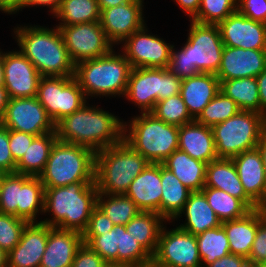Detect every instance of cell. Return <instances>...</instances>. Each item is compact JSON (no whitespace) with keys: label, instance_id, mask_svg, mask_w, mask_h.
Instances as JSON below:
<instances>
[{"label":"cell","instance_id":"cell-50","mask_svg":"<svg viewBox=\"0 0 266 267\" xmlns=\"http://www.w3.org/2000/svg\"><path fill=\"white\" fill-rule=\"evenodd\" d=\"M0 168L6 173H15L16 163L9 148V129L0 123Z\"/></svg>","mask_w":266,"mask_h":267},{"label":"cell","instance_id":"cell-39","mask_svg":"<svg viewBox=\"0 0 266 267\" xmlns=\"http://www.w3.org/2000/svg\"><path fill=\"white\" fill-rule=\"evenodd\" d=\"M118 264L130 267L152 265V255L127 232L125 225H118Z\"/></svg>","mask_w":266,"mask_h":267},{"label":"cell","instance_id":"cell-53","mask_svg":"<svg viewBox=\"0 0 266 267\" xmlns=\"http://www.w3.org/2000/svg\"><path fill=\"white\" fill-rule=\"evenodd\" d=\"M186 15H189L191 20L197 15L201 0H174Z\"/></svg>","mask_w":266,"mask_h":267},{"label":"cell","instance_id":"cell-13","mask_svg":"<svg viewBox=\"0 0 266 267\" xmlns=\"http://www.w3.org/2000/svg\"><path fill=\"white\" fill-rule=\"evenodd\" d=\"M60 31L75 65L104 56L114 47L107 39L100 21L62 26Z\"/></svg>","mask_w":266,"mask_h":267},{"label":"cell","instance_id":"cell-5","mask_svg":"<svg viewBox=\"0 0 266 267\" xmlns=\"http://www.w3.org/2000/svg\"><path fill=\"white\" fill-rule=\"evenodd\" d=\"M150 162L123 139L95 153V184L98 193L125 194L131 182Z\"/></svg>","mask_w":266,"mask_h":267},{"label":"cell","instance_id":"cell-22","mask_svg":"<svg viewBox=\"0 0 266 267\" xmlns=\"http://www.w3.org/2000/svg\"><path fill=\"white\" fill-rule=\"evenodd\" d=\"M246 194L261 208H266V183L263 162L256 148L231 158Z\"/></svg>","mask_w":266,"mask_h":267},{"label":"cell","instance_id":"cell-25","mask_svg":"<svg viewBox=\"0 0 266 267\" xmlns=\"http://www.w3.org/2000/svg\"><path fill=\"white\" fill-rule=\"evenodd\" d=\"M266 217V208H256L245 216L222 222L229 240L230 253L248 259L258 224Z\"/></svg>","mask_w":266,"mask_h":267},{"label":"cell","instance_id":"cell-60","mask_svg":"<svg viewBox=\"0 0 266 267\" xmlns=\"http://www.w3.org/2000/svg\"><path fill=\"white\" fill-rule=\"evenodd\" d=\"M0 86H4L3 51L0 49Z\"/></svg>","mask_w":266,"mask_h":267},{"label":"cell","instance_id":"cell-2","mask_svg":"<svg viewBox=\"0 0 266 267\" xmlns=\"http://www.w3.org/2000/svg\"><path fill=\"white\" fill-rule=\"evenodd\" d=\"M15 39L20 52L35 66L41 76L70 77L75 75V64L65 46L57 26H17Z\"/></svg>","mask_w":266,"mask_h":267},{"label":"cell","instance_id":"cell-7","mask_svg":"<svg viewBox=\"0 0 266 267\" xmlns=\"http://www.w3.org/2000/svg\"><path fill=\"white\" fill-rule=\"evenodd\" d=\"M140 114L123 122V140L150 163H162L178 149L179 127L150 112Z\"/></svg>","mask_w":266,"mask_h":267},{"label":"cell","instance_id":"cell-4","mask_svg":"<svg viewBox=\"0 0 266 267\" xmlns=\"http://www.w3.org/2000/svg\"><path fill=\"white\" fill-rule=\"evenodd\" d=\"M44 213L52 219L40 222L62 230L83 233L96 206L98 190L95 182H75L68 186L44 187Z\"/></svg>","mask_w":266,"mask_h":267},{"label":"cell","instance_id":"cell-16","mask_svg":"<svg viewBox=\"0 0 266 267\" xmlns=\"http://www.w3.org/2000/svg\"><path fill=\"white\" fill-rule=\"evenodd\" d=\"M4 87L9 98L36 97L41 75L19 51L3 53Z\"/></svg>","mask_w":266,"mask_h":267},{"label":"cell","instance_id":"cell-46","mask_svg":"<svg viewBox=\"0 0 266 267\" xmlns=\"http://www.w3.org/2000/svg\"><path fill=\"white\" fill-rule=\"evenodd\" d=\"M36 137L28 133L9 130V148L16 164L21 160Z\"/></svg>","mask_w":266,"mask_h":267},{"label":"cell","instance_id":"cell-42","mask_svg":"<svg viewBox=\"0 0 266 267\" xmlns=\"http://www.w3.org/2000/svg\"><path fill=\"white\" fill-rule=\"evenodd\" d=\"M237 11V0H201L197 15L192 19L201 24L218 25Z\"/></svg>","mask_w":266,"mask_h":267},{"label":"cell","instance_id":"cell-30","mask_svg":"<svg viewBox=\"0 0 266 267\" xmlns=\"http://www.w3.org/2000/svg\"><path fill=\"white\" fill-rule=\"evenodd\" d=\"M162 165L192 192H200L205 185L207 163L190 157L180 149L172 152Z\"/></svg>","mask_w":266,"mask_h":267},{"label":"cell","instance_id":"cell-49","mask_svg":"<svg viewBox=\"0 0 266 267\" xmlns=\"http://www.w3.org/2000/svg\"><path fill=\"white\" fill-rule=\"evenodd\" d=\"M107 263L87 244L78 249L71 267H105Z\"/></svg>","mask_w":266,"mask_h":267},{"label":"cell","instance_id":"cell-35","mask_svg":"<svg viewBox=\"0 0 266 267\" xmlns=\"http://www.w3.org/2000/svg\"><path fill=\"white\" fill-rule=\"evenodd\" d=\"M100 9L97 0H62L54 17L61 22L58 28L67 25L98 22Z\"/></svg>","mask_w":266,"mask_h":267},{"label":"cell","instance_id":"cell-44","mask_svg":"<svg viewBox=\"0 0 266 267\" xmlns=\"http://www.w3.org/2000/svg\"><path fill=\"white\" fill-rule=\"evenodd\" d=\"M27 221L0 213V248L7 254L19 243Z\"/></svg>","mask_w":266,"mask_h":267},{"label":"cell","instance_id":"cell-20","mask_svg":"<svg viewBox=\"0 0 266 267\" xmlns=\"http://www.w3.org/2000/svg\"><path fill=\"white\" fill-rule=\"evenodd\" d=\"M49 234V225L28 223L19 243L8 253L7 267H39Z\"/></svg>","mask_w":266,"mask_h":267},{"label":"cell","instance_id":"cell-9","mask_svg":"<svg viewBox=\"0 0 266 267\" xmlns=\"http://www.w3.org/2000/svg\"><path fill=\"white\" fill-rule=\"evenodd\" d=\"M44 192L39 176L7 173L0 182V213L38 223L37 213L44 211Z\"/></svg>","mask_w":266,"mask_h":267},{"label":"cell","instance_id":"cell-1","mask_svg":"<svg viewBox=\"0 0 266 267\" xmlns=\"http://www.w3.org/2000/svg\"><path fill=\"white\" fill-rule=\"evenodd\" d=\"M98 107L86 102L57 121V140L90 148L95 153L119 143L123 139L124 120Z\"/></svg>","mask_w":266,"mask_h":267},{"label":"cell","instance_id":"cell-45","mask_svg":"<svg viewBox=\"0 0 266 267\" xmlns=\"http://www.w3.org/2000/svg\"><path fill=\"white\" fill-rule=\"evenodd\" d=\"M247 260L250 264H266V217L258 224L251 253Z\"/></svg>","mask_w":266,"mask_h":267},{"label":"cell","instance_id":"cell-24","mask_svg":"<svg viewBox=\"0 0 266 267\" xmlns=\"http://www.w3.org/2000/svg\"><path fill=\"white\" fill-rule=\"evenodd\" d=\"M141 211H153L160 215L162 195L161 163H149L131 182L125 193Z\"/></svg>","mask_w":266,"mask_h":267},{"label":"cell","instance_id":"cell-54","mask_svg":"<svg viewBox=\"0 0 266 267\" xmlns=\"http://www.w3.org/2000/svg\"><path fill=\"white\" fill-rule=\"evenodd\" d=\"M26 0H0V11L7 14H16L25 8Z\"/></svg>","mask_w":266,"mask_h":267},{"label":"cell","instance_id":"cell-57","mask_svg":"<svg viewBox=\"0 0 266 267\" xmlns=\"http://www.w3.org/2000/svg\"><path fill=\"white\" fill-rule=\"evenodd\" d=\"M256 149L260 153L261 160L263 162L264 177L266 183V129L260 134V138L257 142Z\"/></svg>","mask_w":266,"mask_h":267},{"label":"cell","instance_id":"cell-41","mask_svg":"<svg viewBox=\"0 0 266 267\" xmlns=\"http://www.w3.org/2000/svg\"><path fill=\"white\" fill-rule=\"evenodd\" d=\"M150 113L157 119L178 127L194 121L180 94L158 101Z\"/></svg>","mask_w":266,"mask_h":267},{"label":"cell","instance_id":"cell-38","mask_svg":"<svg viewBox=\"0 0 266 267\" xmlns=\"http://www.w3.org/2000/svg\"><path fill=\"white\" fill-rule=\"evenodd\" d=\"M196 239L201 267L230 254L229 240L222 225L196 235Z\"/></svg>","mask_w":266,"mask_h":267},{"label":"cell","instance_id":"cell-37","mask_svg":"<svg viewBox=\"0 0 266 267\" xmlns=\"http://www.w3.org/2000/svg\"><path fill=\"white\" fill-rule=\"evenodd\" d=\"M96 205L114 225H126L141 211L125 194L98 193Z\"/></svg>","mask_w":266,"mask_h":267},{"label":"cell","instance_id":"cell-33","mask_svg":"<svg viewBox=\"0 0 266 267\" xmlns=\"http://www.w3.org/2000/svg\"><path fill=\"white\" fill-rule=\"evenodd\" d=\"M56 140L55 131L37 136L16 164L15 173L39 176L45 169L50 150Z\"/></svg>","mask_w":266,"mask_h":267},{"label":"cell","instance_id":"cell-56","mask_svg":"<svg viewBox=\"0 0 266 267\" xmlns=\"http://www.w3.org/2000/svg\"><path fill=\"white\" fill-rule=\"evenodd\" d=\"M62 0H26L25 2V8L30 6H47L50 9V12L52 15H55V13L59 10L60 4Z\"/></svg>","mask_w":266,"mask_h":267},{"label":"cell","instance_id":"cell-58","mask_svg":"<svg viewBox=\"0 0 266 267\" xmlns=\"http://www.w3.org/2000/svg\"><path fill=\"white\" fill-rule=\"evenodd\" d=\"M9 99L10 98L6 88L4 86H0V123L4 117Z\"/></svg>","mask_w":266,"mask_h":267},{"label":"cell","instance_id":"cell-51","mask_svg":"<svg viewBox=\"0 0 266 267\" xmlns=\"http://www.w3.org/2000/svg\"><path fill=\"white\" fill-rule=\"evenodd\" d=\"M182 80L172 74L167 68H161V86L159 101L180 94Z\"/></svg>","mask_w":266,"mask_h":267},{"label":"cell","instance_id":"cell-32","mask_svg":"<svg viewBox=\"0 0 266 267\" xmlns=\"http://www.w3.org/2000/svg\"><path fill=\"white\" fill-rule=\"evenodd\" d=\"M167 221L157 212L140 211L126 225V230L152 256L155 254L160 232Z\"/></svg>","mask_w":266,"mask_h":267},{"label":"cell","instance_id":"cell-31","mask_svg":"<svg viewBox=\"0 0 266 267\" xmlns=\"http://www.w3.org/2000/svg\"><path fill=\"white\" fill-rule=\"evenodd\" d=\"M162 195L160 216L171 222L179 214L192 193L182 182L161 163Z\"/></svg>","mask_w":266,"mask_h":267},{"label":"cell","instance_id":"cell-14","mask_svg":"<svg viewBox=\"0 0 266 267\" xmlns=\"http://www.w3.org/2000/svg\"><path fill=\"white\" fill-rule=\"evenodd\" d=\"M143 26L121 44L122 53L132 68H168L173 44L148 33Z\"/></svg>","mask_w":266,"mask_h":267},{"label":"cell","instance_id":"cell-19","mask_svg":"<svg viewBox=\"0 0 266 267\" xmlns=\"http://www.w3.org/2000/svg\"><path fill=\"white\" fill-rule=\"evenodd\" d=\"M266 68V49L223 47L220 67L215 74L219 81L246 77L256 78Z\"/></svg>","mask_w":266,"mask_h":267},{"label":"cell","instance_id":"cell-18","mask_svg":"<svg viewBox=\"0 0 266 267\" xmlns=\"http://www.w3.org/2000/svg\"><path fill=\"white\" fill-rule=\"evenodd\" d=\"M217 26L224 46L266 49V24L249 19L238 10Z\"/></svg>","mask_w":266,"mask_h":267},{"label":"cell","instance_id":"cell-63","mask_svg":"<svg viewBox=\"0 0 266 267\" xmlns=\"http://www.w3.org/2000/svg\"><path fill=\"white\" fill-rule=\"evenodd\" d=\"M6 174H7V173H6L4 170H2V169L0 168V182L2 181L3 177H4Z\"/></svg>","mask_w":266,"mask_h":267},{"label":"cell","instance_id":"cell-28","mask_svg":"<svg viewBox=\"0 0 266 267\" xmlns=\"http://www.w3.org/2000/svg\"><path fill=\"white\" fill-rule=\"evenodd\" d=\"M204 187L223 190L241 199L251 210L259 206L246 194L232 159L218 158L207 164Z\"/></svg>","mask_w":266,"mask_h":267},{"label":"cell","instance_id":"cell-61","mask_svg":"<svg viewBox=\"0 0 266 267\" xmlns=\"http://www.w3.org/2000/svg\"><path fill=\"white\" fill-rule=\"evenodd\" d=\"M8 254L0 248V267H7Z\"/></svg>","mask_w":266,"mask_h":267},{"label":"cell","instance_id":"cell-26","mask_svg":"<svg viewBox=\"0 0 266 267\" xmlns=\"http://www.w3.org/2000/svg\"><path fill=\"white\" fill-rule=\"evenodd\" d=\"M220 92V81L213 73H198L182 80L180 95L195 120L204 107Z\"/></svg>","mask_w":266,"mask_h":267},{"label":"cell","instance_id":"cell-64","mask_svg":"<svg viewBox=\"0 0 266 267\" xmlns=\"http://www.w3.org/2000/svg\"><path fill=\"white\" fill-rule=\"evenodd\" d=\"M245 267H262V265L248 263Z\"/></svg>","mask_w":266,"mask_h":267},{"label":"cell","instance_id":"cell-47","mask_svg":"<svg viewBox=\"0 0 266 267\" xmlns=\"http://www.w3.org/2000/svg\"><path fill=\"white\" fill-rule=\"evenodd\" d=\"M113 222L96 205L91 213L89 223L82 235H101L110 232L114 228Z\"/></svg>","mask_w":266,"mask_h":267},{"label":"cell","instance_id":"cell-8","mask_svg":"<svg viewBox=\"0 0 266 267\" xmlns=\"http://www.w3.org/2000/svg\"><path fill=\"white\" fill-rule=\"evenodd\" d=\"M39 178L44 187L95 182V152L81 145L56 140Z\"/></svg>","mask_w":266,"mask_h":267},{"label":"cell","instance_id":"cell-21","mask_svg":"<svg viewBox=\"0 0 266 267\" xmlns=\"http://www.w3.org/2000/svg\"><path fill=\"white\" fill-rule=\"evenodd\" d=\"M160 86L161 68H132L124 97L148 113L159 101Z\"/></svg>","mask_w":266,"mask_h":267},{"label":"cell","instance_id":"cell-34","mask_svg":"<svg viewBox=\"0 0 266 267\" xmlns=\"http://www.w3.org/2000/svg\"><path fill=\"white\" fill-rule=\"evenodd\" d=\"M220 91L233 99L240 110L261 114L258 83L256 78L246 77L220 82Z\"/></svg>","mask_w":266,"mask_h":267},{"label":"cell","instance_id":"cell-55","mask_svg":"<svg viewBox=\"0 0 266 267\" xmlns=\"http://www.w3.org/2000/svg\"><path fill=\"white\" fill-rule=\"evenodd\" d=\"M258 83L261 114L266 117V68L256 77Z\"/></svg>","mask_w":266,"mask_h":267},{"label":"cell","instance_id":"cell-27","mask_svg":"<svg viewBox=\"0 0 266 267\" xmlns=\"http://www.w3.org/2000/svg\"><path fill=\"white\" fill-rule=\"evenodd\" d=\"M178 149L207 164L218 159L212 127L195 120L179 127Z\"/></svg>","mask_w":266,"mask_h":267},{"label":"cell","instance_id":"cell-43","mask_svg":"<svg viewBox=\"0 0 266 267\" xmlns=\"http://www.w3.org/2000/svg\"><path fill=\"white\" fill-rule=\"evenodd\" d=\"M83 241L107 264H118V225L101 235H82Z\"/></svg>","mask_w":266,"mask_h":267},{"label":"cell","instance_id":"cell-6","mask_svg":"<svg viewBox=\"0 0 266 267\" xmlns=\"http://www.w3.org/2000/svg\"><path fill=\"white\" fill-rule=\"evenodd\" d=\"M131 64L123 53H115L114 48L106 55L86 60L75 66V79L88 96H125Z\"/></svg>","mask_w":266,"mask_h":267},{"label":"cell","instance_id":"cell-3","mask_svg":"<svg viewBox=\"0 0 266 267\" xmlns=\"http://www.w3.org/2000/svg\"><path fill=\"white\" fill-rule=\"evenodd\" d=\"M190 22L187 42L178 51L172 46L167 68L181 80L200 72L216 74L224 47L217 25Z\"/></svg>","mask_w":266,"mask_h":267},{"label":"cell","instance_id":"cell-36","mask_svg":"<svg viewBox=\"0 0 266 267\" xmlns=\"http://www.w3.org/2000/svg\"><path fill=\"white\" fill-rule=\"evenodd\" d=\"M201 192L221 222L241 218L251 211L241 199L231 196L223 190L203 187Z\"/></svg>","mask_w":266,"mask_h":267},{"label":"cell","instance_id":"cell-11","mask_svg":"<svg viewBox=\"0 0 266 267\" xmlns=\"http://www.w3.org/2000/svg\"><path fill=\"white\" fill-rule=\"evenodd\" d=\"M36 98L54 123L76 112L87 102L74 76H42Z\"/></svg>","mask_w":266,"mask_h":267},{"label":"cell","instance_id":"cell-29","mask_svg":"<svg viewBox=\"0 0 266 267\" xmlns=\"http://www.w3.org/2000/svg\"><path fill=\"white\" fill-rule=\"evenodd\" d=\"M182 213L185 214L186 222L184 224L181 223L179 227L193 235H198L208 229L222 225L221 220L210 207L201 191L192 192L189 195L184 207L173 220L180 218Z\"/></svg>","mask_w":266,"mask_h":267},{"label":"cell","instance_id":"cell-23","mask_svg":"<svg viewBox=\"0 0 266 267\" xmlns=\"http://www.w3.org/2000/svg\"><path fill=\"white\" fill-rule=\"evenodd\" d=\"M83 243V236L78 231L49 226L47 244L39 267H71Z\"/></svg>","mask_w":266,"mask_h":267},{"label":"cell","instance_id":"cell-40","mask_svg":"<svg viewBox=\"0 0 266 267\" xmlns=\"http://www.w3.org/2000/svg\"><path fill=\"white\" fill-rule=\"evenodd\" d=\"M240 111L236 102L220 91L195 119L199 124L213 127L226 121Z\"/></svg>","mask_w":266,"mask_h":267},{"label":"cell","instance_id":"cell-52","mask_svg":"<svg viewBox=\"0 0 266 267\" xmlns=\"http://www.w3.org/2000/svg\"><path fill=\"white\" fill-rule=\"evenodd\" d=\"M247 264V258L230 253L220 259L215 260L206 267H245Z\"/></svg>","mask_w":266,"mask_h":267},{"label":"cell","instance_id":"cell-59","mask_svg":"<svg viewBox=\"0 0 266 267\" xmlns=\"http://www.w3.org/2000/svg\"><path fill=\"white\" fill-rule=\"evenodd\" d=\"M132 1H134V0H97L100 12L103 9L115 7L117 5H121L124 3H130Z\"/></svg>","mask_w":266,"mask_h":267},{"label":"cell","instance_id":"cell-10","mask_svg":"<svg viewBox=\"0 0 266 267\" xmlns=\"http://www.w3.org/2000/svg\"><path fill=\"white\" fill-rule=\"evenodd\" d=\"M266 129V117L254 111L240 110L233 117L212 127L218 158L231 159L256 148Z\"/></svg>","mask_w":266,"mask_h":267},{"label":"cell","instance_id":"cell-17","mask_svg":"<svg viewBox=\"0 0 266 267\" xmlns=\"http://www.w3.org/2000/svg\"><path fill=\"white\" fill-rule=\"evenodd\" d=\"M143 1L134 0L101 11V27L114 46L121 44L127 37L146 25L143 19Z\"/></svg>","mask_w":266,"mask_h":267},{"label":"cell","instance_id":"cell-62","mask_svg":"<svg viewBox=\"0 0 266 267\" xmlns=\"http://www.w3.org/2000/svg\"><path fill=\"white\" fill-rule=\"evenodd\" d=\"M105 267H130V266L123 264H107Z\"/></svg>","mask_w":266,"mask_h":267},{"label":"cell","instance_id":"cell-48","mask_svg":"<svg viewBox=\"0 0 266 267\" xmlns=\"http://www.w3.org/2000/svg\"><path fill=\"white\" fill-rule=\"evenodd\" d=\"M237 10L249 19L266 24V0H237Z\"/></svg>","mask_w":266,"mask_h":267},{"label":"cell","instance_id":"cell-15","mask_svg":"<svg viewBox=\"0 0 266 267\" xmlns=\"http://www.w3.org/2000/svg\"><path fill=\"white\" fill-rule=\"evenodd\" d=\"M1 124L34 136L55 131V123L36 97L10 98Z\"/></svg>","mask_w":266,"mask_h":267},{"label":"cell","instance_id":"cell-12","mask_svg":"<svg viewBox=\"0 0 266 267\" xmlns=\"http://www.w3.org/2000/svg\"><path fill=\"white\" fill-rule=\"evenodd\" d=\"M153 267H201L196 235L179 226L167 230L163 226L158 246L152 256Z\"/></svg>","mask_w":266,"mask_h":267}]
</instances>
